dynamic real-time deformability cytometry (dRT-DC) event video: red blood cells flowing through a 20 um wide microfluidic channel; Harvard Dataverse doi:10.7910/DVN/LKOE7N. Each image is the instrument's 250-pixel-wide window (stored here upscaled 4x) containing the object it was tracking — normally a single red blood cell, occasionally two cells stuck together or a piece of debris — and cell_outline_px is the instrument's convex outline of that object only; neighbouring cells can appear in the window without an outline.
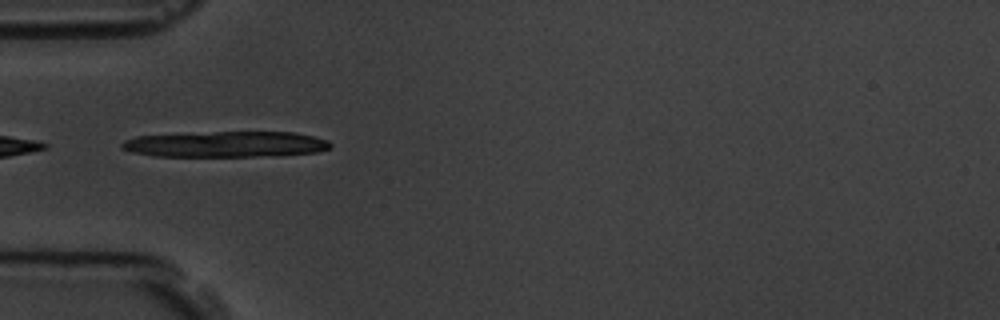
{"species": "common noctule bat (a hibernating species)", "species_latin": "Nyctalus noctula", "temperature_condition": "room temperature", "stored_images_in_passage": 3, "camera_frame_rate_fps": 3000, "um_per_image_px": 0.085, "animal": {"sex": "male", "body_mass_g": 19.5, "forearm_length_mm": 54.6}, "frame": {"image": 1, "passage_image": 3, "time_ms": 2.333, "image_size_px": [1000, 320], "cell_outline_px": [[332, 148], [316, 152], [256, 156], [152, 156], [132, 152], [120, 148], [120, 144], [124, 140], [136, 136], [216, 132], [292, 132], [316, 136], [328, 140], [332, 144]], "centroid_in_image_um": [19.19, 12.26], "position_along_channel_um": 65.8, "area_um2": 31.27}}